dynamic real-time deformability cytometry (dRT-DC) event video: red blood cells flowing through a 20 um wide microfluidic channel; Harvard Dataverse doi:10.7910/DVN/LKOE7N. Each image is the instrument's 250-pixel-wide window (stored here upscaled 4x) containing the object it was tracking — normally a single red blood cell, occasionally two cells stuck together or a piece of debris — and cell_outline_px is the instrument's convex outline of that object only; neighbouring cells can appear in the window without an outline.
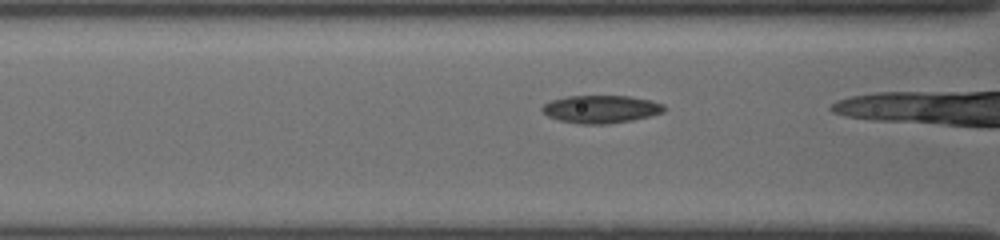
{"species": "common noctule bat (a hibernating species)", "species_latin": "Nyctalus noctula", "temperature_condition": "cold", "stored_images_in_passage": 19, "camera_frame_rate_fps": 3000, "um_per_image_px": 0.085, "animal": {"sex": "female", "body_mass_g": 19.5, "forearm_length_mm": 54.1}, "frame": {"image": 1, "passage_image": 14, "time_ms": 5.667, "image_size_px": [1000, 240], "cell_outline_px": [[668, 108], [664, 112], [652, 116], [632, 120], [604, 124], [580, 124], [560, 120], [548, 116], [540, 112], [540, 108], [544, 104], [552, 100], [568, 96], [632, 96], [664, 104]], "centroid_in_image_um": [51.1, 9.28], "position_along_channel_um": 115.5, "area_um2": 19.88}}